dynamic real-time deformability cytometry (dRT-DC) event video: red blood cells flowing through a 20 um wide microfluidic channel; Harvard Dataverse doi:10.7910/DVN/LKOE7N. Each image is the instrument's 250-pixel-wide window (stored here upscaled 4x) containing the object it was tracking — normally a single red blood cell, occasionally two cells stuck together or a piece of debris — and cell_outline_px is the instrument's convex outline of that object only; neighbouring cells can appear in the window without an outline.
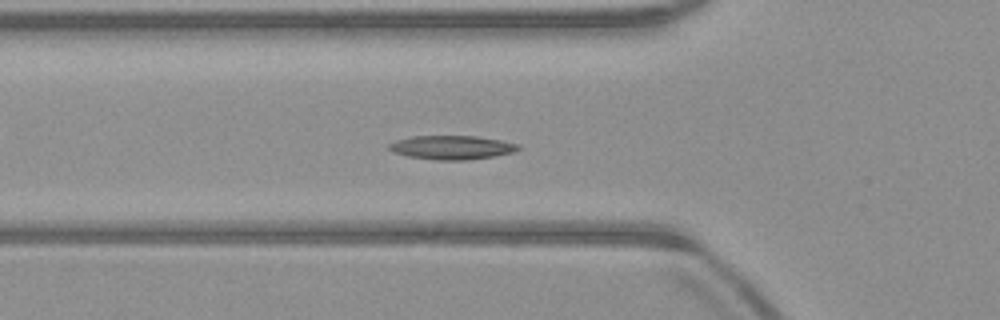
{"species": "common noctule bat (a hibernating species)", "species_latin": "Nyctalus noctula", "temperature_condition": "warm", "stored_images_in_passage": 46, "camera_frame_rate_fps": 3000, "um_per_image_px": 0.085, "animal": {"sex": "male", "body_mass_g": 23.1, "forearm_length_mm": 52.7}, "frame": {"image": 1, "passage_image": 11, "time_ms": 3.333, "image_size_px": [1000, 320], "cell_outline_px": [[520, 148], [512, 152], [496, 156], [468, 160], [436, 160], [408, 156], [392, 152], [388, 148], [388, 144], [396, 140], [412, 136], [476, 136], [500, 140], [520, 144]], "centroid_in_image_um": [38.39, 12.53], "position_along_channel_um": 87.4, "area_um2": 18.03}}
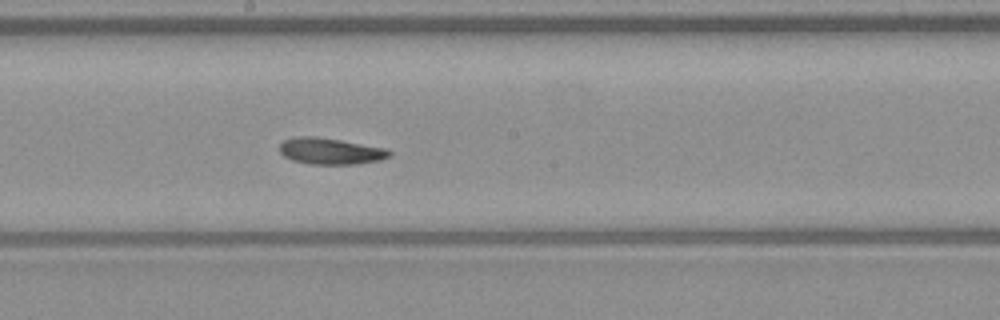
{"frame": {"image": 2, "passage_image": 21, "time_ms": 6.667, "image_size_px": [1000, 320], "cell_outline_px": [[392, 152], [388, 156], [380, 160], [356, 164], [308, 164], [292, 160], [284, 156], [280, 152], [280, 144], [284, 140], [296, 136], [316, 136], [388, 148]], "centroid_in_image_um": [28.08, 12.84], "position_along_channel_um": 220.1, "area_um2": 16.94}}
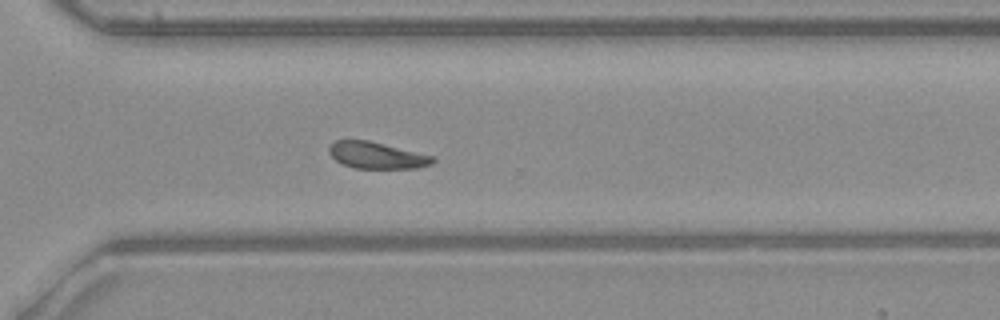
{"frame": {"image": 3, "passage_image": 30, "time_ms": 9.667, "image_size_px": [1000, 320], "cell_outline_px": [[436, 160], [432, 164], [416, 168], [352, 168], [336, 160], [328, 152], [328, 148], [336, 140], [368, 140], [436, 156]], "centroid_in_image_um": [32.06, 13.2], "position_along_channel_um": 338.5, "area_um2": 16.13}}